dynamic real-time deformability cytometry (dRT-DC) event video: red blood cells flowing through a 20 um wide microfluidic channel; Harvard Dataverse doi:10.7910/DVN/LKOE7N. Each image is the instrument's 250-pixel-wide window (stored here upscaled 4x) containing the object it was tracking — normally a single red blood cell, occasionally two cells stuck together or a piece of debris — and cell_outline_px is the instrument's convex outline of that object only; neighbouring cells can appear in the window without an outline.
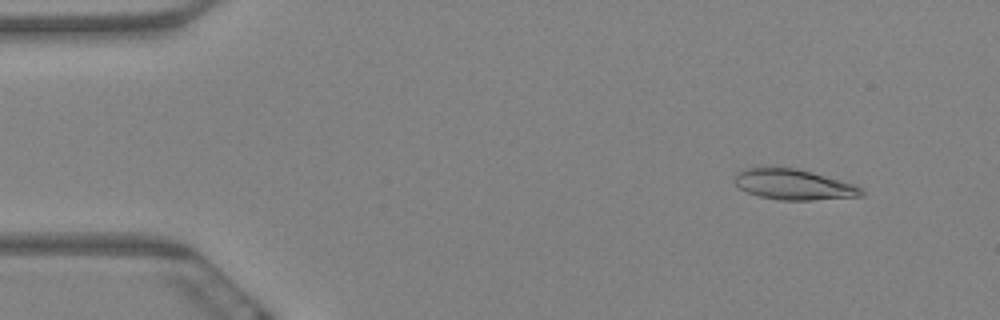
{"species": "Egyptian fruit bat (a non-hibernating species)", "species_latin": "Rousettus aegyptiacus", "temperature_condition": "warm", "stored_images_in_passage": 9, "camera_frame_rate_fps": 3000, "um_per_image_px": 0.085, "animal": {"sex": "female"}, "frame": {"image": 1, "passage_image": 2, "time_ms": 0.333, "image_size_px": [1000, 320], "cell_outline_px": [[864, 196], [812, 200], [780, 200], [760, 196], [748, 192], [740, 188], [732, 180], [744, 168], [796, 168], [856, 184], [864, 192]], "centroid_in_image_um": [67.5, 15.7], "position_along_channel_um": 17.5, "area_um2": 22.31}}
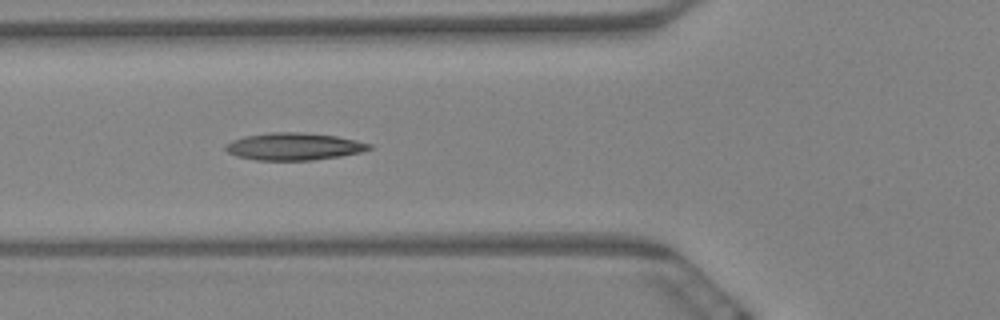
{"frame": {"image": 2, "passage_image": 6, "time_ms": 1.667, "image_size_px": [1000, 320], "cell_outline_px": [[372, 148], [360, 152], [340, 156], [312, 160], [256, 160], [236, 156], [228, 152], [224, 148], [224, 144], [232, 140], [244, 136], [268, 132], [304, 132], [336, 136], [356, 140], [372, 144]], "centroid_in_image_um": [24.95, 12.44], "position_along_channel_um": 100.9, "area_um2": 22.95}}
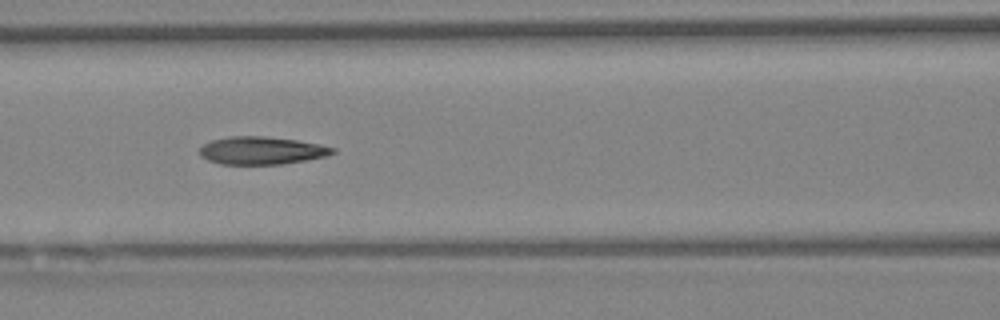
{"frame": {"image": 3, "passage_image": 7, "time_ms": 2.0, "image_size_px": [1000, 320], "cell_outline_px": [[336, 152], [324, 156], [304, 160], [280, 164], [220, 164], [208, 160], [200, 156], [200, 148], [204, 144], [212, 140], [232, 136], [264, 136], [296, 140], [320, 144], [336, 148]], "centroid_in_image_um": [22.23, 12.79], "position_along_channel_um": 144.4, "area_um2": 21.33}}